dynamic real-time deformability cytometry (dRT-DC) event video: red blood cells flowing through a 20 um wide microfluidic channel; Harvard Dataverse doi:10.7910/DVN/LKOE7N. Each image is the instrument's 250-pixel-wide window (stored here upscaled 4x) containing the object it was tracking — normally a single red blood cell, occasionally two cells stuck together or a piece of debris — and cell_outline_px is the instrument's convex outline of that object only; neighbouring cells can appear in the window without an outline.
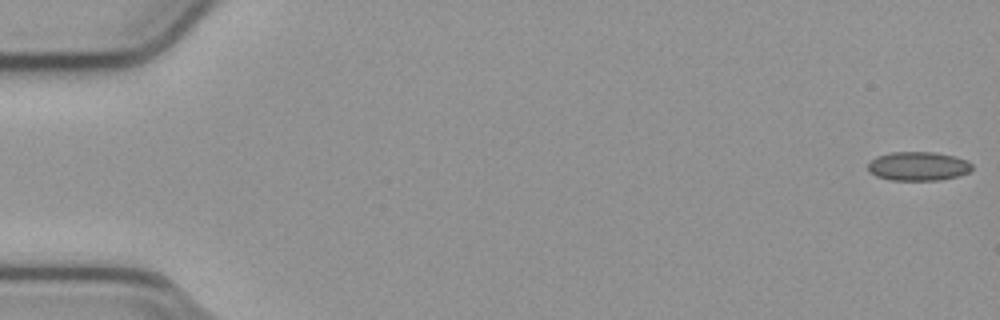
{"species": "common noctule bat (a hibernating species)", "species_latin": "Nyctalus noctula", "temperature_condition": "cold", "stored_images_in_passage": 54, "camera_frame_rate_fps": 3000, "um_per_image_px": 0.085, "animal": {"sex": "male", "body_mass_g": 23.1, "forearm_length_mm": 52.7}, "frame": {"image": 1, "passage_image": 1, "time_ms": 0.0, "image_size_px": [1000, 320], "cell_outline_px": [[972, 168], [968, 172], [960, 176], [940, 180], [888, 180], [876, 176], [868, 172], [868, 164], [876, 156], [892, 152], [936, 152], [956, 156], [968, 160], [972, 164]], "centroid_in_image_um": [78.06, 14.13], "position_along_channel_um": 6.9, "area_um2": 17.8}}
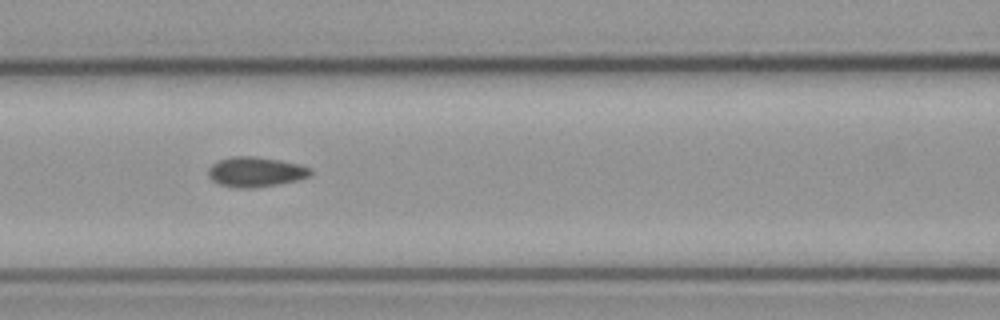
{"frame": {"image": 2, "passage_image": 24, "time_ms": 7.667, "image_size_px": [1000, 320], "cell_outline_px": [[312, 172], [308, 176], [296, 180], [256, 188], [236, 188], [220, 184], [212, 180], [208, 176], [208, 168], [212, 164], [220, 160], [232, 156], [256, 156], [280, 160], [300, 164], [312, 168]], "centroid_in_image_um": [21.72, 14.6], "position_along_channel_um": 144.9, "area_um2": 17.86}}
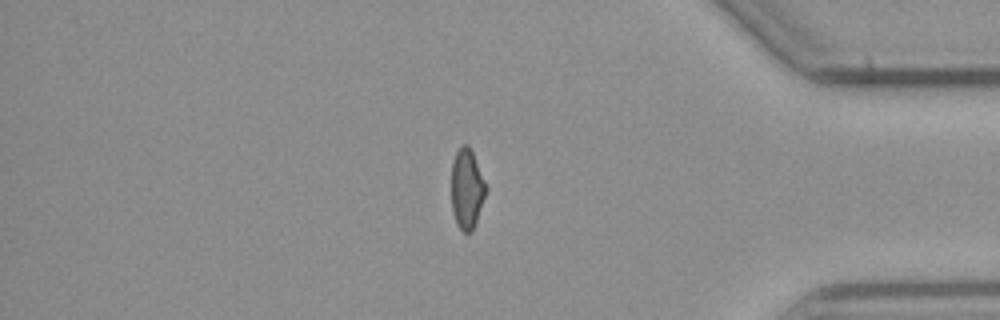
{"frame": {"image": 3, "passage_image": 46, "time_ms": 15.0, "image_size_px": [1000, 320], "cell_outline_px": [[488, 188], [472, 232], [464, 232], [456, 224], [452, 212], [452, 160], [460, 144], [468, 144], [472, 152]], "centroid_in_image_um": [39.68, 16.04], "position_along_channel_um": 395.5, "area_um2": 16.13}}